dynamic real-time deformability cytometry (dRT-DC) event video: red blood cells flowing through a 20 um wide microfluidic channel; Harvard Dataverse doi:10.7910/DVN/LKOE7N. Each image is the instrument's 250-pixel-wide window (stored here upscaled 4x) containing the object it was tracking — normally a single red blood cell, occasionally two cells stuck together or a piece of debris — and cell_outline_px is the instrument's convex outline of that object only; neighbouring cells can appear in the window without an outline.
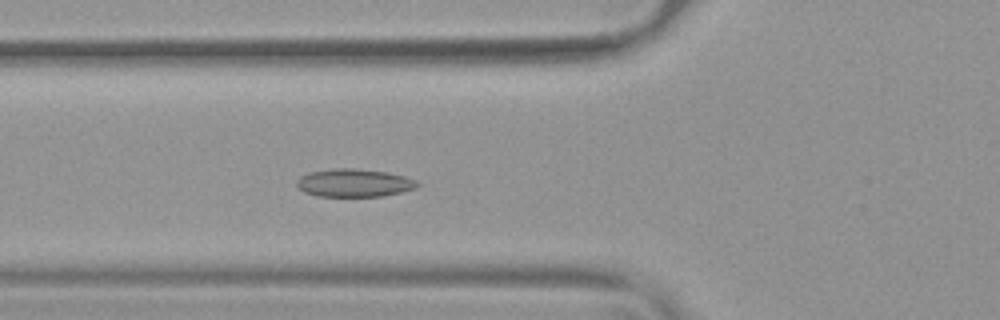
{"species": "common noctule bat (a hibernating species)", "species_latin": "Nyctalus noctula", "temperature_condition": "warm", "stored_images_in_passage": 53, "camera_frame_rate_fps": 3000, "um_per_image_px": 0.085, "animal": {"sex": "female", "body_mass_g": 19.9}, "frame": {"image": 1, "passage_image": 19, "time_ms": 6.0, "image_size_px": [1000, 320], "cell_outline_px": [[420, 184], [416, 188], [384, 196], [316, 196], [304, 192], [296, 184], [296, 180], [300, 176], [308, 172], [336, 168], [352, 168], [388, 172], [404, 176], [416, 180]], "centroid_in_image_um": [30.09, 15.54], "position_along_channel_um": 95.7, "area_um2": 19.71}}
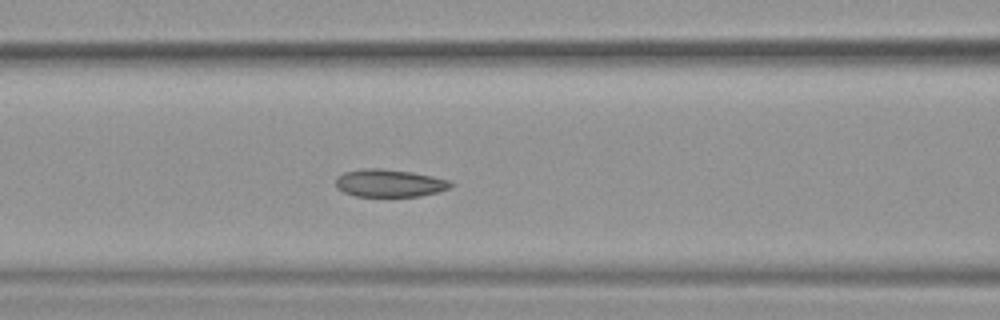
{"frame": {"image": 2, "passage_image": 22, "time_ms": 7.0, "image_size_px": [1000, 320], "cell_outline_px": [[452, 184], [448, 188], [436, 192], [420, 196], [356, 196], [344, 192], [336, 188], [336, 176], [344, 172], [364, 168], [380, 168], [412, 172], [432, 176], [448, 180]], "centroid_in_image_um": [33.04, 15.56], "position_along_channel_um": 133.6, "area_um2": 18.38}}
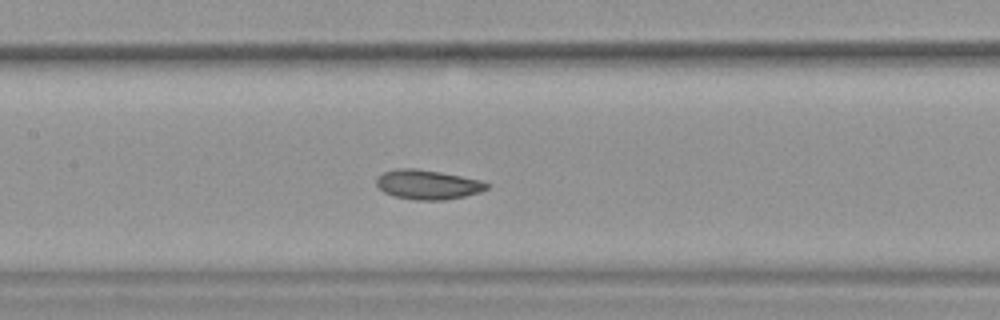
{"frame": {"image": 3, "passage_image": 25, "time_ms": 8.0, "image_size_px": [1000, 320], "cell_outline_px": [[492, 184], [488, 188], [480, 192], [464, 196], [444, 200], [416, 200], [392, 196], [384, 192], [376, 184], [376, 180], [384, 172], [396, 168], [416, 168], [440, 172], [480, 180]], "centroid_in_image_um": [36.36, 15.69], "position_along_channel_um": 171.0, "area_um2": 18.96}, "authors_computed_cell_mechanics": {"area_um2": 19.7098, "velocity_mm_per_s": 3.7571, "shape_relaxation_time_tau1_ms": 2.9577, "shape_relaxation_time_tau2_ms": 2.7798, "deformation_change_tau1": 0.0704, "deformation_change_tau2": 0.0768}}